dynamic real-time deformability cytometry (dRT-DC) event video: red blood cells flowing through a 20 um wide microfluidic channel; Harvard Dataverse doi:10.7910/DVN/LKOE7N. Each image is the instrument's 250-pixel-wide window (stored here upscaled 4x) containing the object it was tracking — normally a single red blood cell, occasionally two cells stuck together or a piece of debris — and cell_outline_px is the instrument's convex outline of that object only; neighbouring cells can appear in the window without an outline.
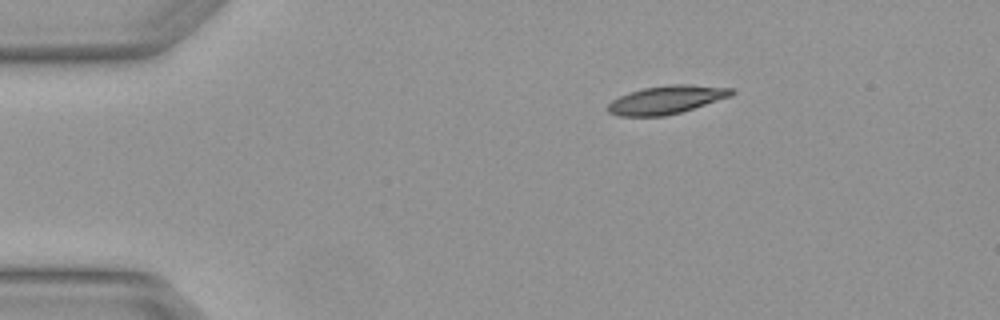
{"species": "Egyptian fruit bat (a non-hibernating species)", "species_latin": "Rousettus aegyptiacus", "temperature_condition": "warm", "stored_images_in_passage": 5, "camera_frame_rate_fps": 3000, "um_per_image_px": 0.085, "animal": {"sex": "female"}, "frame": {"image": 1, "passage_image": 1, "time_ms": 0.0, "image_size_px": [1000, 320], "cell_outline_px": [[736, 92], [732, 96], [680, 112], [664, 116], [620, 116], [608, 112], [604, 108], [612, 100], [628, 92], [644, 88], [668, 84], [692, 84], [736, 88]], "centroid_in_image_um": [56.67, 8.46], "position_along_channel_um": 28.3, "area_um2": 20.58}}
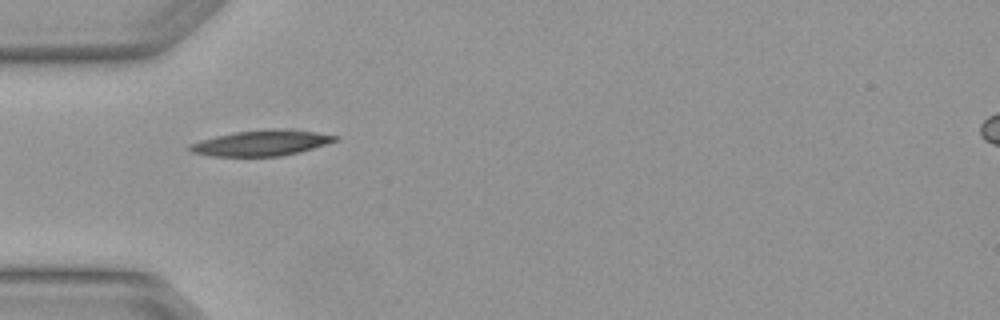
{"frame": {"image": 2, "passage_image": 3, "time_ms": 0.667, "image_size_px": [1000, 320], "cell_outline_px": [[340, 140], [328, 144], [300, 152], [280, 156], [208, 156], [192, 152], [188, 148], [188, 144], [200, 140], [216, 136], [236, 132], [284, 128], [292, 128], [340, 136]], "centroid_in_image_um": [22.28, 12.15], "position_along_channel_um": 62.7, "area_um2": 21.91}}
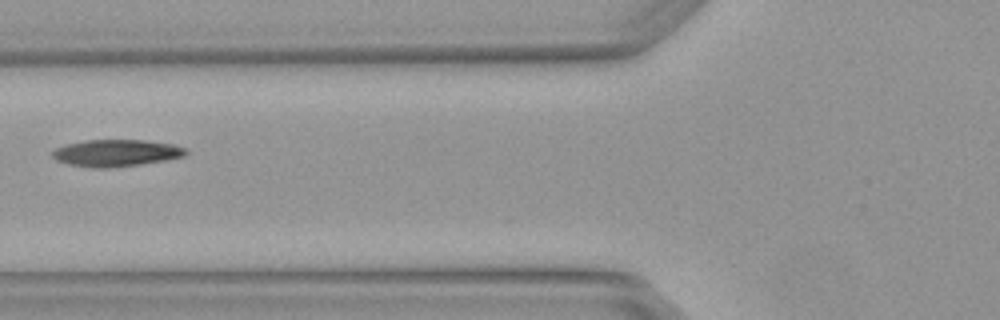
{"frame": {"image": 3, "passage_image": 4, "time_ms": 1.0, "image_size_px": [1000, 320], "cell_outline_px": [[188, 152], [184, 156], [164, 160], [140, 164], [112, 168], [92, 168], [68, 164], [56, 160], [52, 156], [52, 152], [56, 148], [68, 144], [84, 140], [144, 140], [176, 144], [188, 148]], "centroid_in_image_um": [9.91, 13.0], "position_along_channel_um": 115.9, "area_um2": 21.04}}